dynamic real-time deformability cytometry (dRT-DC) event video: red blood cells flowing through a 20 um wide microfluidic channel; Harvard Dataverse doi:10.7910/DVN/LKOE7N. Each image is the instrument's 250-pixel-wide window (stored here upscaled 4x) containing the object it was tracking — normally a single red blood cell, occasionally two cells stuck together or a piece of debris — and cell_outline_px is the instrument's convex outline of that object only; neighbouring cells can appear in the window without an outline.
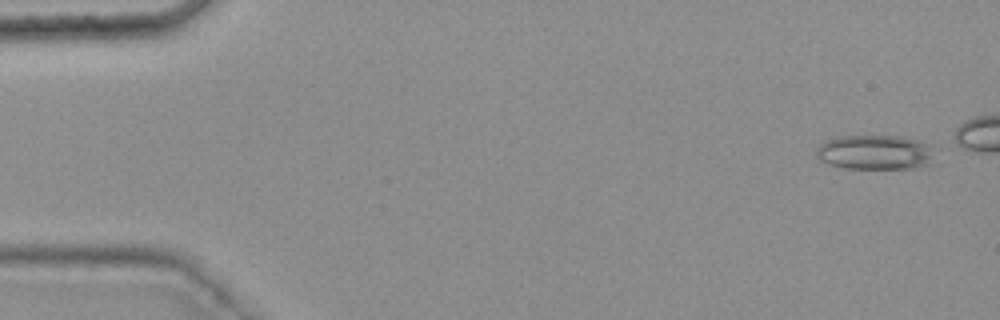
{"species": "common noctule bat (a hibernating species)", "species_latin": "Nyctalus noctula", "temperature_condition": "warm", "stored_images_in_passage": 9, "camera_frame_rate_fps": 3000, "um_per_image_px": 0.085, "animal": {"sex": "female", "body_mass_g": 25.1}, "frame": {"image": 1, "passage_image": 1, "time_ms": 0.0, "image_size_px": [1000, 320], "cell_outline_px": [[940, 164], [916, 168], [844, 168], [828, 164], [820, 160], [816, 156], [816, 148], [824, 140], [844, 136], [900, 136], [920, 140], [932, 144], [940, 148]], "centroid_in_image_um": [74.63, 12.96], "position_along_channel_um": 10.4, "area_um2": 25.32}}